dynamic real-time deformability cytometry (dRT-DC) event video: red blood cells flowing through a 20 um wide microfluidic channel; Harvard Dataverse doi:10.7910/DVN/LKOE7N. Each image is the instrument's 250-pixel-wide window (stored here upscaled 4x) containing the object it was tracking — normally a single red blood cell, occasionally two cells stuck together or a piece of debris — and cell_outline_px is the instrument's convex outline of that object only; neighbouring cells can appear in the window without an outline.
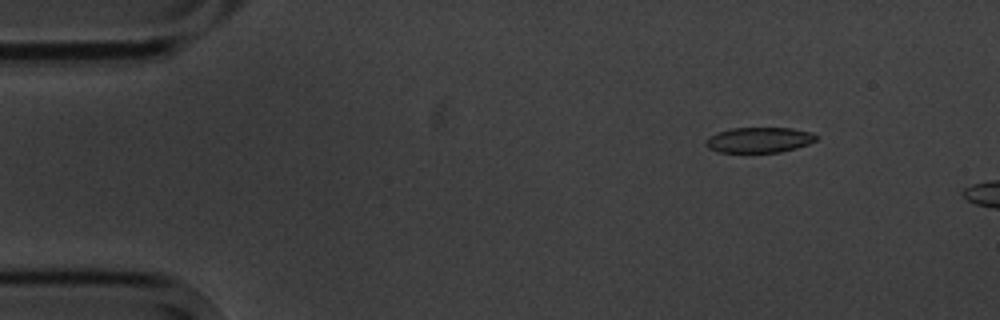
{"species": "common noctule bat (a hibernating species)", "species_latin": "Nyctalus noctula", "temperature_condition": "cold", "stored_images_in_passage": 3, "camera_frame_rate_fps": 3000, "um_per_image_px": 0.085, "animal": {"sex": "male", "body_mass_g": 20.1, "forearm_length_mm": 53.5}, "frame": {"image": 1, "passage_image": 1, "time_ms": 0.0, "image_size_px": [1000, 320], "cell_outline_px": [[816, 140], [808, 144], [796, 148], [780, 152], [720, 152], [708, 148], [704, 144], [704, 140], [720, 132], [732, 128], [792, 128], [812, 132], [816, 136]], "centroid_in_image_um": [64.53, 11.9], "position_along_channel_um": 20.5, "area_um2": 16.18}}